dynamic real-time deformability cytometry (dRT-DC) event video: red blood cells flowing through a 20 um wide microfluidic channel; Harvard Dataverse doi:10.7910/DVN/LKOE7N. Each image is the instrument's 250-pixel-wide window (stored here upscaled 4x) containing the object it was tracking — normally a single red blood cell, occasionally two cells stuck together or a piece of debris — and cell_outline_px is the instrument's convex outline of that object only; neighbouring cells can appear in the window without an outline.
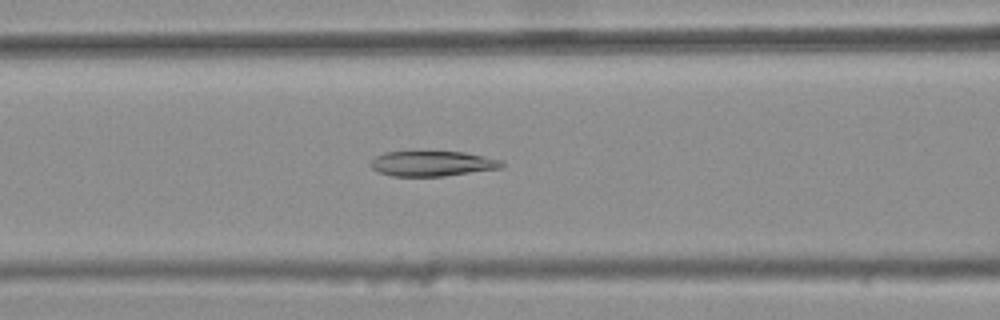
{"species": "common noctule bat (a hibernating species)", "species_latin": "Nyctalus noctula", "temperature_condition": "warm", "stored_images_in_passage": 46, "camera_frame_rate_fps": 3000, "um_per_image_px": 0.085, "animal": {"sex": "female", "body_mass_g": 25.1}, "frame": {"image": 1, "passage_image": 21, "time_ms": 6.667, "image_size_px": [1000, 320], "cell_outline_px": [[504, 164], [500, 168], [444, 176], [392, 176], [380, 172], [372, 168], [368, 164], [376, 156], [384, 152], [464, 152], [484, 156], [500, 160]], "centroid_in_image_um": [36.71, 13.9], "position_along_channel_um": 129.9, "area_um2": 19.02}}
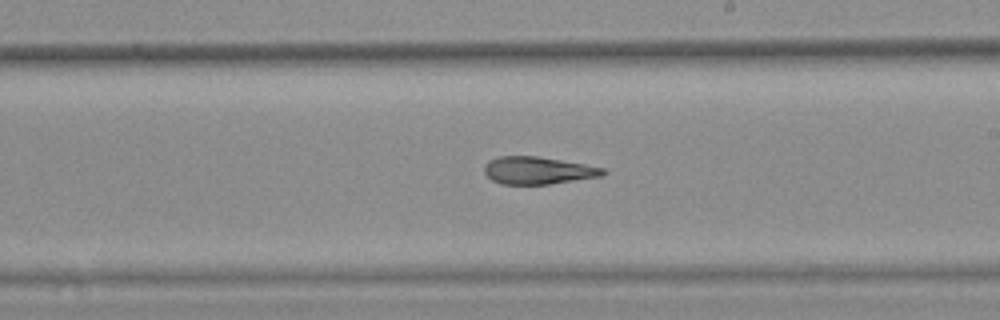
{"frame": {"image": 2, "passage_image": 30, "time_ms": 9.667, "image_size_px": [1000, 320], "cell_outline_px": [[608, 172], [600, 176], [548, 184], [500, 184], [492, 180], [484, 172], [484, 164], [488, 160], [500, 156], [540, 156], [584, 164], [604, 168]], "centroid_in_image_um": [45.69, 14.48], "position_along_channel_um": 243.3, "area_um2": 18.96}}
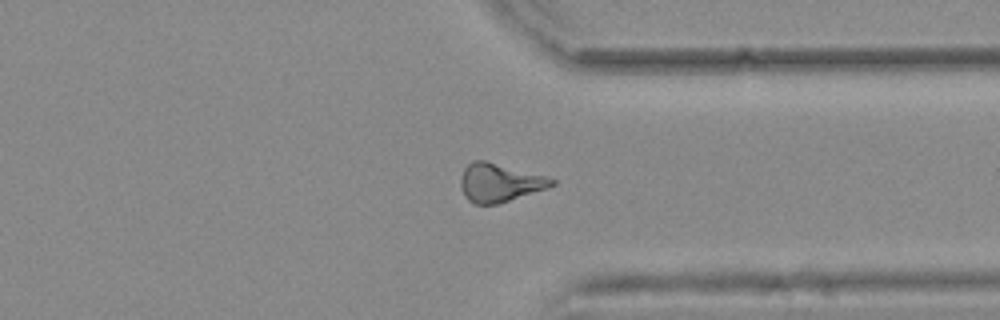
{"frame": {"image": 3, "passage_image": 40, "time_ms": 13.0, "image_size_px": [1000, 320], "cell_outline_px": [[556, 184], [496, 204], [472, 204], [464, 196], [460, 184], [460, 180], [464, 168], [472, 160], [484, 160], [544, 176], [556, 180]], "centroid_in_image_um": [42.38, 15.52], "position_along_channel_um": 369.0, "area_um2": 19.88}, "authors_computed_cell_mechanics": {"area_um2": 19.941, "velocity_mm_per_s": 3.789, "shape_relaxation_time_tau1_ms": null, "shape_relaxation_time_tau2_ms": 4.075, "deformation_change_tau1": null, "deformation_change_tau2": 0.1278}}